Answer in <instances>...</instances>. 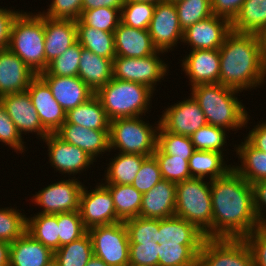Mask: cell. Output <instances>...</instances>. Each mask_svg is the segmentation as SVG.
Segmentation results:
<instances>
[{
    "instance_id": "7a4b0ae2",
    "label": "cell",
    "mask_w": 266,
    "mask_h": 266,
    "mask_svg": "<svg viewBox=\"0 0 266 266\" xmlns=\"http://www.w3.org/2000/svg\"><path fill=\"white\" fill-rule=\"evenodd\" d=\"M220 84L240 91L266 82V45L260 35L231 30L219 48Z\"/></svg>"
},
{
    "instance_id": "4fadbf2b",
    "label": "cell",
    "mask_w": 266,
    "mask_h": 266,
    "mask_svg": "<svg viewBox=\"0 0 266 266\" xmlns=\"http://www.w3.org/2000/svg\"><path fill=\"white\" fill-rule=\"evenodd\" d=\"M148 31L153 46L159 51H172L177 43L182 42L183 30L173 2L156 4Z\"/></svg>"
},
{
    "instance_id": "9a60e30c",
    "label": "cell",
    "mask_w": 266,
    "mask_h": 266,
    "mask_svg": "<svg viewBox=\"0 0 266 266\" xmlns=\"http://www.w3.org/2000/svg\"><path fill=\"white\" fill-rule=\"evenodd\" d=\"M43 142L48 146V157L51 167L62 175H76L93 165L95 162L84 150L71 145L59 138L55 133H49Z\"/></svg>"
},
{
    "instance_id": "6125c7cd",
    "label": "cell",
    "mask_w": 266,
    "mask_h": 266,
    "mask_svg": "<svg viewBox=\"0 0 266 266\" xmlns=\"http://www.w3.org/2000/svg\"><path fill=\"white\" fill-rule=\"evenodd\" d=\"M85 266H108L99 257L93 255Z\"/></svg>"
},
{
    "instance_id": "b9f144b4",
    "label": "cell",
    "mask_w": 266,
    "mask_h": 266,
    "mask_svg": "<svg viewBox=\"0 0 266 266\" xmlns=\"http://www.w3.org/2000/svg\"><path fill=\"white\" fill-rule=\"evenodd\" d=\"M226 130L209 124L199 128L190 136L194 149L223 153L227 143Z\"/></svg>"
},
{
    "instance_id": "74e56055",
    "label": "cell",
    "mask_w": 266,
    "mask_h": 266,
    "mask_svg": "<svg viewBox=\"0 0 266 266\" xmlns=\"http://www.w3.org/2000/svg\"><path fill=\"white\" fill-rule=\"evenodd\" d=\"M92 256L93 245L88 232L54 252V259L59 266H85Z\"/></svg>"
},
{
    "instance_id": "f35d334b",
    "label": "cell",
    "mask_w": 266,
    "mask_h": 266,
    "mask_svg": "<svg viewBox=\"0 0 266 266\" xmlns=\"http://www.w3.org/2000/svg\"><path fill=\"white\" fill-rule=\"evenodd\" d=\"M157 147L164 154L174 155L188 161L195 151L190 137L173 134L166 131L161 125H159L157 133Z\"/></svg>"
},
{
    "instance_id": "603a6c76",
    "label": "cell",
    "mask_w": 266,
    "mask_h": 266,
    "mask_svg": "<svg viewBox=\"0 0 266 266\" xmlns=\"http://www.w3.org/2000/svg\"><path fill=\"white\" fill-rule=\"evenodd\" d=\"M176 184L162 179L142 195L139 217L163 219L175 216Z\"/></svg>"
},
{
    "instance_id": "836d02e7",
    "label": "cell",
    "mask_w": 266,
    "mask_h": 266,
    "mask_svg": "<svg viewBox=\"0 0 266 266\" xmlns=\"http://www.w3.org/2000/svg\"><path fill=\"white\" fill-rule=\"evenodd\" d=\"M77 42L86 50L107 59L116 57L114 32H106L86 26L80 19L76 21Z\"/></svg>"
},
{
    "instance_id": "30bf717a",
    "label": "cell",
    "mask_w": 266,
    "mask_h": 266,
    "mask_svg": "<svg viewBox=\"0 0 266 266\" xmlns=\"http://www.w3.org/2000/svg\"><path fill=\"white\" fill-rule=\"evenodd\" d=\"M198 266H254V259L244 239L206 238Z\"/></svg>"
},
{
    "instance_id": "f907efd6",
    "label": "cell",
    "mask_w": 266,
    "mask_h": 266,
    "mask_svg": "<svg viewBox=\"0 0 266 266\" xmlns=\"http://www.w3.org/2000/svg\"><path fill=\"white\" fill-rule=\"evenodd\" d=\"M129 266H158L159 244L155 241L129 244Z\"/></svg>"
},
{
    "instance_id": "e0dca14e",
    "label": "cell",
    "mask_w": 266,
    "mask_h": 266,
    "mask_svg": "<svg viewBox=\"0 0 266 266\" xmlns=\"http://www.w3.org/2000/svg\"><path fill=\"white\" fill-rule=\"evenodd\" d=\"M0 102L21 136L25 133H34L43 140L49 134L43 128L27 91L2 95Z\"/></svg>"
},
{
    "instance_id": "d590c367",
    "label": "cell",
    "mask_w": 266,
    "mask_h": 266,
    "mask_svg": "<svg viewBox=\"0 0 266 266\" xmlns=\"http://www.w3.org/2000/svg\"><path fill=\"white\" fill-rule=\"evenodd\" d=\"M57 214H34L27 218L26 232L53 252L59 249Z\"/></svg>"
},
{
    "instance_id": "c3c4849f",
    "label": "cell",
    "mask_w": 266,
    "mask_h": 266,
    "mask_svg": "<svg viewBox=\"0 0 266 266\" xmlns=\"http://www.w3.org/2000/svg\"><path fill=\"white\" fill-rule=\"evenodd\" d=\"M59 248L84 236L88 229L84 226L79 211L57 213Z\"/></svg>"
},
{
    "instance_id": "680465c9",
    "label": "cell",
    "mask_w": 266,
    "mask_h": 266,
    "mask_svg": "<svg viewBox=\"0 0 266 266\" xmlns=\"http://www.w3.org/2000/svg\"><path fill=\"white\" fill-rule=\"evenodd\" d=\"M245 139L253 147L266 153V120L264 122L261 120L259 124L257 123V125L247 133Z\"/></svg>"
},
{
    "instance_id": "816d5d0a",
    "label": "cell",
    "mask_w": 266,
    "mask_h": 266,
    "mask_svg": "<svg viewBox=\"0 0 266 266\" xmlns=\"http://www.w3.org/2000/svg\"><path fill=\"white\" fill-rule=\"evenodd\" d=\"M0 142L13 148L17 154L23 153L25 144L22 136L19 134L16 125L8 116L3 104L0 102Z\"/></svg>"
},
{
    "instance_id": "7c38bea8",
    "label": "cell",
    "mask_w": 266,
    "mask_h": 266,
    "mask_svg": "<svg viewBox=\"0 0 266 266\" xmlns=\"http://www.w3.org/2000/svg\"><path fill=\"white\" fill-rule=\"evenodd\" d=\"M79 212L87 229L121 222L115 211L113 197L103 183L96 184L95 189L89 191L83 185L80 194Z\"/></svg>"
},
{
    "instance_id": "52a82bcc",
    "label": "cell",
    "mask_w": 266,
    "mask_h": 266,
    "mask_svg": "<svg viewBox=\"0 0 266 266\" xmlns=\"http://www.w3.org/2000/svg\"><path fill=\"white\" fill-rule=\"evenodd\" d=\"M141 117L117 118L110 121V151L119 149V153L140 154L148 157L153 155L157 147L160 121L152 127Z\"/></svg>"
},
{
    "instance_id": "ac0fdd59",
    "label": "cell",
    "mask_w": 266,
    "mask_h": 266,
    "mask_svg": "<svg viewBox=\"0 0 266 266\" xmlns=\"http://www.w3.org/2000/svg\"><path fill=\"white\" fill-rule=\"evenodd\" d=\"M43 128L48 133H55L66 120V111L53 97L48 85L37 75L27 88Z\"/></svg>"
},
{
    "instance_id": "f1b7e54d",
    "label": "cell",
    "mask_w": 266,
    "mask_h": 266,
    "mask_svg": "<svg viewBox=\"0 0 266 266\" xmlns=\"http://www.w3.org/2000/svg\"><path fill=\"white\" fill-rule=\"evenodd\" d=\"M235 147L241 165H233V168L251 185L266 180V153L253 147L245 138Z\"/></svg>"
},
{
    "instance_id": "be15d7a7",
    "label": "cell",
    "mask_w": 266,
    "mask_h": 266,
    "mask_svg": "<svg viewBox=\"0 0 266 266\" xmlns=\"http://www.w3.org/2000/svg\"><path fill=\"white\" fill-rule=\"evenodd\" d=\"M124 1H134V2H143V3H152V4H158L160 2H164L166 0H124Z\"/></svg>"
},
{
    "instance_id": "7bdbcfd3",
    "label": "cell",
    "mask_w": 266,
    "mask_h": 266,
    "mask_svg": "<svg viewBox=\"0 0 266 266\" xmlns=\"http://www.w3.org/2000/svg\"><path fill=\"white\" fill-rule=\"evenodd\" d=\"M14 208H0V241L9 243L21 237L27 229V217Z\"/></svg>"
},
{
    "instance_id": "bcb514c9",
    "label": "cell",
    "mask_w": 266,
    "mask_h": 266,
    "mask_svg": "<svg viewBox=\"0 0 266 266\" xmlns=\"http://www.w3.org/2000/svg\"><path fill=\"white\" fill-rule=\"evenodd\" d=\"M80 20L88 27L114 32L121 21V11L110 7H100L82 12Z\"/></svg>"
},
{
    "instance_id": "8d00e7d4",
    "label": "cell",
    "mask_w": 266,
    "mask_h": 266,
    "mask_svg": "<svg viewBox=\"0 0 266 266\" xmlns=\"http://www.w3.org/2000/svg\"><path fill=\"white\" fill-rule=\"evenodd\" d=\"M202 245H181L169 241L159 244L158 266H198Z\"/></svg>"
},
{
    "instance_id": "60d3db41",
    "label": "cell",
    "mask_w": 266,
    "mask_h": 266,
    "mask_svg": "<svg viewBox=\"0 0 266 266\" xmlns=\"http://www.w3.org/2000/svg\"><path fill=\"white\" fill-rule=\"evenodd\" d=\"M81 52L82 46L76 42L50 62L47 69L38 75L78 76Z\"/></svg>"
},
{
    "instance_id": "d4e9b609",
    "label": "cell",
    "mask_w": 266,
    "mask_h": 266,
    "mask_svg": "<svg viewBox=\"0 0 266 266\" xmlns=\"http://www.w3.org/2000/svg\"><path fill=\"white\" fill-rule=\"evenodd\" d=\"M114 46L116 56L130 58L150 56L157 51L148 30L132 28L121 21L114 31Z\"/></svg>"
},
{
    "instance_id": "d6986e66",
    "label": "cell",
    "mask_w": 266,
    "mask_h": 266,
    "mask_svg": "<svg viewBox=\"0 0 266 266\" xmlns=\"http://www.w3.org/2000/svg\"><path fill=\"white\" fill-rule=\"evenodd\" d=\"M182 70L192 87L200 84L220 83L219 49H198L183 57Z\"/></svg>"
},
{
    "instance_id": "83f0119b",
    "label": "cell",
    "mask_w": 266,
    "mask_h": 266,
    "mask_svg": "<svg viewBox=\"0 0 266 266\" xmlns=\"http://www.w3.org/2000/svg\"><path fill=\"white\" fill-rule=\"evenodd\" d=\"M205 239L203 232L183 218L159 219L158 244L174 241L181 245H202Z\"/></svg>"
},
{
    "instance_id": "11a10c76",
    "label": "cell",
    "mask_w": 266,
    "mask_h": 266,
    "mask_svg": "<svg viewBox=\"0 0 266 266\" xmlns=\"http://www.w3.org/2000/svg\"><path fill=\"white\" fill-rule=\"evenodd\" d=\"M245 0H211L213 15L228 19L230 22L238 15Z\"/></svg>"
},
{
    "instance_id": "4316f807",
    "label": "cell",
    "mask_w": 266,
    "mask_h": 266,
    "mask_svg": "<svg viewBox=\"0 0 266 266\" xmlns=\"http://www.w3.org/2000/svg\"><path fill=\"white\" fill-rule=\"evenodd\" d=\"M78 77L96 93L113 78V59L99 56L82 47Z\"/></svg>"
},
{
    "instance_id": "f546056e",
    "label": "cell",
    "mask_w": 266,
    "mask_h": 266,
    "mask_svg": "<svg viewBox=\"0 0 266 266\" xmlns=\"http://www.w3.org/2000/svg\"><path fill=\"white\" fill-rule=\"evenodd\" d=\"M65 122L93 130H109L110 127V120L95 94L86 102L68 110Z\"/></svg>"
},
{
    "instance_id": "8992f818",
    "label": "cell",
    "mask_w": 266,
    "mask_h": 266,
    "mask_svg": "<svg viewBox=\"0 0 266 266\" xmlns=\"http://www.w3.org/2000/svg\"><path fill=\"white\" fill-rule=\"evenodd\" d=\"M191 178L176 184L175 216L194 224L206 235L212 229L210 182Z\"/></svg>"
},
{
    "instance_id": "6f0895ef",
    "label": "cell",
    "mask_w": 266,
    "mask_h": 266,
    "mask_svg": "<svg viewBox=\"0 0 266 266\" xmlns=\"http://www.w3.org/2000/svg\"><path fill=\"white\" fill-rule=\"evenodd\" d=\"M19 12L0 7V50L8 47L11 25Z\"/></svg>"
},
{
    "instance_id": "277c9868",
    "label": "cell",
    "mask_w": 266,
    "mask_h": 266,
    "mask_svg": "<svg viewBox=\"0 0 266 266\" xmlns=\"http://www.w3.org/2000/svg\"><path fill=\"white\" fill-rule=\"evenodd\" d=\"M44 40V16L21 11L12 22L7 48L38 75L46 70Z\"/></svg>"
},
{
    "instance_id": "03108f58",
    "label": "cell",
    "mask_w": 266,
    "mask_h": 266,
    "mask_svg": "<svg viewBox=\"0 0 266 266\" xmlns=\"http://www.w3.org/2000/svg\"><path fill=\"white\" fill-rule=\"evenodd\" d=\"M262 41L264 42V44L266 45V29L265 31L260 35Z\"/></svg>"
},
{
    "instance_id": "5bb4252c",
    "label": "cell",
    "mask_w": 266,
    "mask_h": 266,
    "mask_svg": "<svg viewBox=\"0 0 266 266\" xmlns=\"http://www.w3.org/2000/svg\"><path fill=\"white\" fill-rule=\"evenodd\" d=\"M189 97L170 105L160 115V125L166 131L190 137L199 128L208 124L199 103L192 95Z\"/></svg>"
},
{
    "instance_id": "44dd1931",
    "label": "cell",
    "mask_w": 266,
    "mask_h": 266,
    "mask_svg": "<svg viewBox=\"0 0 266 266\" xmlns=\"http://www.w3.org/2000/svg\"><path fill=\"white\" fill-rule=\"evenodd\" d=\"M55 134L63 141L84 150L96 162L100 154L110 152L109 130H93L65 122Z\"/></svg>"
},
{
    "instance_id": "4dcf8cb0",
    "label": "cell",
    "mask_w": 266,
    "mask_h": 266,
    "mask_svg": "<svg viewBox=\"0 0 266 266\" xmlns=\"http://www.w3.org/2000/svg\"><path fill=\"white\" fill-rule=\"evenodd\" d=\"M118 154V155H117ZM105 171V177L102 180L104 184H122L132 185L143 161L148 156L131 153H117Z\"/></svg>"
},
{
    "instance_id": "1f68e13d",
    "label": "cell",
    "mask_w": 266,
    "mask_h": 266,
    "mask_svg": "<svg viewBox=\"0 0 266 266\" xmlns=\"http://www.w3.org/2000/svg\"><path fill=\"white\" fill-rule=\"evenodd\" d=\"M224 153L195 150L189 158L191 178L214 180L224 176L233 166L225 164ZM224 157V158H223Z\"/></svg>"
},
{
    "instance_id": "ee69618b",
    "label": "cell",
    "mask_w": 266,
    "mask_h": 266,
    "mask_svg": "<svg viewBox=\"0 0 266 266\" xmlns=\"http://www.w3.org/2000/svg\"><path fill=\"white\" fill-rule=\"evenodd\" d=\"M174 5L182 30L213 15L211 0H181Z\"/></svg>"
},
{
    "instance_id": "484cf974",
    "label": "cell",
    "mask_w": 266,
    "mask_h": 266,
    "mask_svg": "<svg viewBox=\"0 0 266 266\" xmlns=\"http://www.w3.org/2000/svg\"><path fill=\"white\" fill-rule=\"evenodd\" d=\"M54 252L25 232L10 243L9 266H45Z\"/></svg>"
},
{
    "instance_id": "6da1fadb",
    "label": "cell",
    "mask_w": 266,
    "mask_h": 266,
    "mask_svg": "<svg viewBox=\"0 0 266 266\" xmlns=\"http://www.w3.org/2000/svg\"><path fill=\"white\" fill-rule=\"evenodd\" d=\"M210 181L212 229L205 238L244 239L261 227L254 210L253 186L234 168Z\"/></svg>"
},
{
    "instance_id": "cb8c5ba5",
    "label": "cell",
    "mask_w": 266,
    "mask_h": 266,
    "mask_svg": "<svg viewBox=\"0 0 266 266\" xmlns=\"http://www.w3.org/2000/svg\"><path fill=\"white\" fill-rule=\"evenodd\" d=\"M46 69L50 62L77 42L75 20L51 19L44 16Z\"/></svg>"
},
{
    "instance_id": "681fc988",
    "label": "cell",
    "mask_w": 266,
    "mask_h": 266,
    "mask_svg": "<svg viewBox=\"0 0 266 266\" xmlns=\"http://www.w3.org/2000/svg\"><path fill=\"white\" fill-rule=\"evenodd\" d=\"M162 179L159 164L156 158L152 155L143 161L134 181L132 182V186L142 194H145Z\"/></svg>"
},
{
    "instance_id": "003e7915",
    "label": "cell",
    "mask_w": 266,
    "mask_h": 266,
    "mask_svg": "<svg viewBox=\"0 0 266 266\" xmlns=\"http://www.w3.org/2000/svg\"><path fill=\"white\" fill-rule=\"evenodd\" d=\"M166 1L176 3V2L181 1V0H166Z\"/></svg>"
},
{
    "instance_id": "7402d4cb",
    "label": "cell",
    "mask_w": 266,
    "mask_h": 266,
    "mask_svg": "<svg viewBox=\"0 0 266 266\" xmlns=\"http://www.w3.org/2000/svg\"><path fill=\"white\" fill-rule=\"evenodd\" d=\"M38 76L48 85L53 97L66 112L95 94L78 76Z\"/></svg>"
},
{
    "instance_id": "ffe728a7",
    "label": "cell",
    "mask_w": 266,
    "mask_h": 266,
    "mask_svg": "<svg viewBox=\"0 0 266 266\" xmlns=\"http://www.w3.org/2000/svg\"><path fill=\"white\" fill-rule=\"evenodd\" d=\"M36 76L18 55L8 48L0 50V97L27 91Z\"/></svg>"
},
{
    "instance_id": "2e32d148",
    "label": "cell",
    "mask_w": 266,
    "mask_h": 266,
    "mask_svg": "<svg viewBox=\"0 0 266 266\" xmlns=\"http://www.w3.org/2000/svg\"><path fill=\"white\" fill-rule=\"evenodd\" d=\"M231 31V22L223 17L212 15L183 30L182 43L192 50L219 49Z\"/></svg>"
},
{
    "instance_id": "f6af8a7d",
    "label": "cell",
    "mask_w": 266,
    "mask_h": 266,
    "mask_svg": "<svg viewBox=\"0 0 266 266\" xmlns=\"http://www.w3.org/2000/svg\"><path fill=\"white\" fill-rule=\"evenodd\" d=\"M155 6L152 3L124 1L121 9V22L132 28L148 30Z\"/></svg>"
},
{
    "instance_id": "3957f363",
    "label": "cell",
    "mask_w": 266,
    "mask_h": 266,
    "mask_svg": "<svg viewBox=\"0 0 266 266\" xmlns=\"http://www.w3.org/2000/svg\"><path fill=\"white\" fill-rule=\"evenodd\" d=\"M191 95L199 103L209 125L237 131L247 127L250 118L236 95L240 92L220 83L191 87ZM235 129V130H234Z\"/></svg>"
},
{
    "instance_id": "ab89813d",
    "label": "cell",
    "mask_w": 266,
    "mask_h": 266,
    "mask_svg": "<svg viewBox=\"0 0 266 266\" xmlns=\"http://www.w3.org/2000/svg\"><path fill=\"white\" fill-rule=\"evenodd\" d=\"M153 156L159 164L163 179L175 184L191 179L188 160L164 154L158 147H156Z\"/></svg>"
},
{
    "instance_id": "5b68a950",
    "label": "cell",
    "mask_w": 266,
    "mask_h": 266,
    "mask_svg": "<svg viewBox=\"0 0 266 266\" xmlns=\"http://www.w3.org/2000/svg\"><path fill=\"white\" fill-rule=\"evenodd\" d=\"M154 91L147 86L112 78L95 95L110 121L117 118L146 116Z\"/></svg>"
},
{
    "instance_id": "94428289",
    "label": "cell",
    "mask_w": 266,
    "mask_h": 266,
    "mask_svg": "<svg viewBox=\"0 0 266 266\" xmlns=\"http://www.w3.org/2000/svg\"><path fill=\"white\" fill-rule=\"evenodd\" d=\"M10 243L0 241V266H9Z\"/></svg>"
},
{
    "instance_id": "f5cc1de1",
    "label": "cell",
    "mask_w": 266,
    "mask_h": 266,
    "mask_svg": "<svg viewBox=\"0 0 266 266\" xmlns=\"http://www.w3.org/2000/svg\"><path fill=\"white\" fill-rule=\"evenodd\" d=\"M83 0H52L47 12L40 13L51 19L75 20L82 15Z\"/></svg>"
},
{
    "instance_id": "7dc6e473",
    "label": "cell",
    "mask_w": 266,
    "mask_h": 266,
    "mask_svg": "<svg viewBox=\"0 0 266 266\" xmlns=\"http://www.w3.org/2000/svg\"><path fill=\"white\" fill-rule=\"evenodd\" d=\"M129 236V244L155 241L158 243L159 219L135 217L124 221Z\"/></svg>"
},
{
    "instance_id": "d6a6232c",
    "label": "cell",
    "mask_w": 266,
    "mask_h": 266,
    "mask_svg": "<svg viewBox=\"0 0 266 266\" xmlns=\"http://www.w3.org/2000/svg\"><path fill=\"white\" fill-rule=\"evenodd\" d=\"M266 29V0H245L231 30L261 35Z\"/></svg>"
},
{
    "instance_id": "9c48e42d",
    "label": "cell",
    "mask_w": 266,
    "mask_h": 266,
    "mask_svg": "<svg viewBox=\"0 0 266 266\" xmlns=\"http://www.w3.org/2000/svg\"><path fill=\"white\" fill-rule=\"evenodd\" d=\"M163 53L157 50L150 56L140 58L116 56L113 59V78L140 83L155 92L157 82L164 80L169 69L168 64L159 57Z\"/></svg>"
},
{
    "instance_id": "db71d44e",
    "label": "cell",
    "mask_w": 266,
    "mask_h": 266,
    "mask_svg": "<svg viewBox=\"0 0 266 266\" xmlns=\"http://www.w3.org/2000/svg\"><path fill=\"white\" fill-rule=\"evenodd\" d=\"M244 240L252 252L254 266H266V227L257 228L247 235Z\"/></svg>"
},
{
    "instance_id": "ba28073f",
    "label": "cell",
    "mask_w": 266,
    "mask_h": 266,
    "mask_svg": "<svg viewBox=\"0 0 266 266\" xmlns=\"http://www.w3.org/2000/svg\"><path fill=\"white\" fill-rule=\"evenodd\" d=\"M93 255L108 266H129V236L124 221L88 229Z\"/></svg>"
},
{
    "instance_id": "e7e4bbea",
    "label": "cell",
    "mask_w": 266,
    "mask_h": 266,
    "mask_svg": "<svg viewBox=\"0 0 266 266\" xmlns=\"http://www.w3.org/2000/svg\"><path fill=\"white\" fill-rule=\"evenodd\" d=\"M45 266H59L58 263L53 258L49 263H47Z\"/></svg>"
},
{
    "instance_id": "e575fe53",
    "label": "cell",
    "mask_w": 266,
    "mask_h": 266,
    "mask_svg": "<svg viewBox=\"0 0 266 266\" xmlns=\"http://www.w3.org/2000/svg\"><path fill=\"white\" fill-rule=\"evenodd\" d=\"M110 191L117 217L121 221L139 216L142 193L132 185L104 184Z\"/></svg>"
},
{
    "instance_id": "9f6ffc18",
    "label": "cell",
    "mask_w": 266,
    "mask_h": 266,
    "mask_svg": "<svg viewBox=\"0 0 266 266\" xmlns=\"http://www.w3.org/2000/svg\"><path fill=\"white\" fill-rule=\"evenodd\" d=\"M252 186L255 214L261 226L266 227V180L258 181Z\"/></svg>"
},
{
    "instance_id": "91938a15",
    "label": "cell",
    "mask_w": 266,
    "mask_h": 266,
    "mask_svg": "<svg viewBox=\"0 0 266 266\" xmlns=\"http://www.w3.org/2000/svg\"><path fill=\"white\" fill-rule=\"evenodd\" d=\"M124 5V0H83L82 12L100 7H110L121 11Z\"/></svg>"
},
{
    "instance_id": "8fae6325",
    "label": "cell",
    "mask_w": 266,
    "mask_h": 266,
    "mask_svg": "<svg viewBox=\"0 0 266 266\" xmlns=\"http://www.w3.org/2000/svg\"><path fill=\"white\" fill-rule=\"evenodd\" d=\"M74 178V179H73ZM75 176L72 179L49 184L36 192L31 201L42 207L37 214H57L79 211L80 194L83 188Z\"/></svg>"
}]
</instances>
